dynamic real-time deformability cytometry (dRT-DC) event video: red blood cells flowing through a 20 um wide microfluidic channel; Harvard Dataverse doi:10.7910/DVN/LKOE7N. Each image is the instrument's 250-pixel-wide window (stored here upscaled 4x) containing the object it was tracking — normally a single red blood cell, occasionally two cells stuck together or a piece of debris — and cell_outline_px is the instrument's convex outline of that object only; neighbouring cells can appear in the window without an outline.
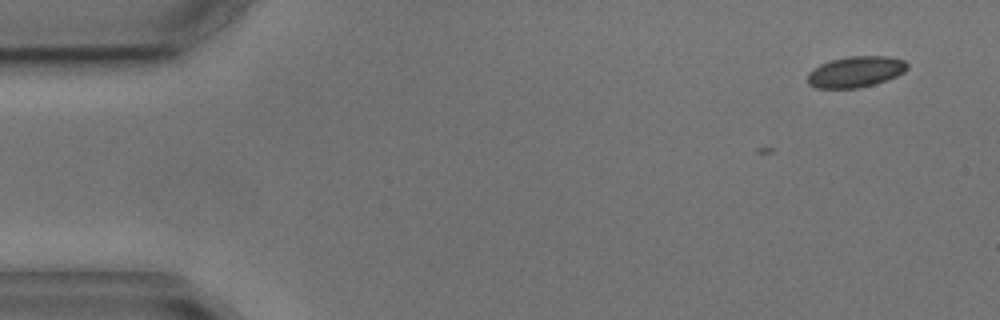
{"species": "common noctule bat (a hibernating species)", "species_latin": "Nyctalus noctula", "temperature_condition": "cold", "stored_images_in_passage": 4, "camera_frame_rate_fps": 3000, "um_per_image_px": 0.085, "animal": {"sex": "male", "body_mass_g": 17.9, "forearm_length_mm": 54.2}, "frame": {"image": 1, "passage_image": 1, "time_ms": 0.0, "image_size_px": [1000, 320], "cell_outline_px": [[908, 68], [904, 72], [896, 76], [872, 84], [856, 88], [816, 88], [808, 84], [808, 72], [820, 64], [832, 60], [848, 56], [888, 56], [904, 60], [908, 64]], "centroid_in_image_um": [72.72, 6.09], "position_along_channel_um": 12.3, "area_um2": 17.86}}
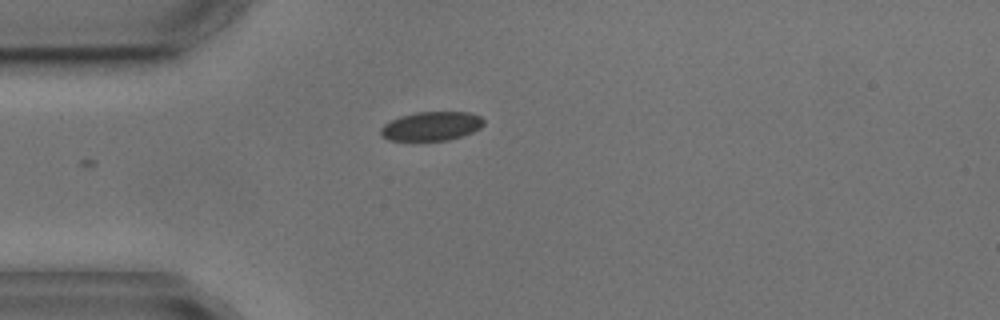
{"frame": {"image": 2, "passage_image": 4, "time_ms": 3.667, "image_size_px": [1000, 320], "cell_outline_px": [[484, 124], [480, 128], [472, 132], [448, 140], [388, 140], [380, 136], [380, 128], [384, 124], [400, 116], [416, 112], [468, 112], [480, 116], [484, 120]], "centroid_in_image_um": [36.65, 10.72], "position_along_channel_um": 48.3, "area_um2": 17.34}}